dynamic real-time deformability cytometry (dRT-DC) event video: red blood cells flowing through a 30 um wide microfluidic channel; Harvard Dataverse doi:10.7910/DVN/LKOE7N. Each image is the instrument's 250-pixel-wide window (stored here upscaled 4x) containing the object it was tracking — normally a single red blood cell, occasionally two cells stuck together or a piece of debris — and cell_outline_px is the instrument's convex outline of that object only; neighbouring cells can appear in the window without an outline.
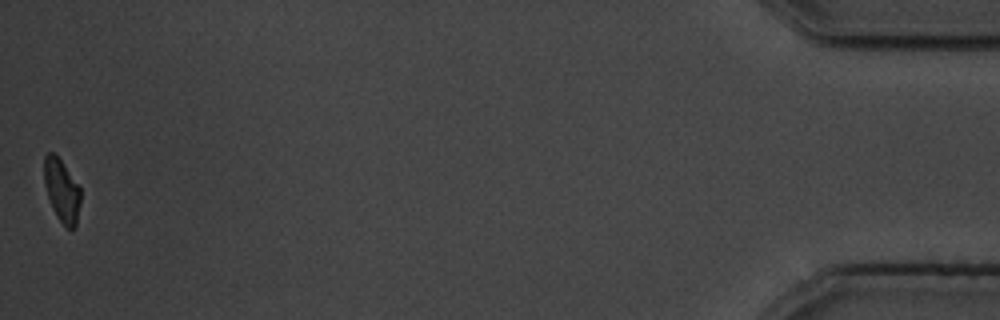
{"species": "common noctule bat (a hibernating species)", "species_latin": "Nyctalus noctula", "temperature_condition": "cold", "stored_images_in_passage": 41, "camera_frame_rate_fps": 3000, "um_per_image_px": 0.085, "animal": {"sex": "male", "body_mass_g": 19.5, "forearm_length_mm": 54.6}, "frame": {"image": 1, "passage_image": 41, "time_ms": 13.333, "image_size_px": [1000, 320], "cell_outline_px": [[80, 204], [76, 228], [68, 228], [56, 216], [52, 208], [44, 184], [44, 156], [48, 152], [56, 152], [80, 188]], "centroid_in_image_um": [5.24, 16.16], "position_along_channel_um": 430.0, "area_um2": 13.41}, "authors_computed_cell_mechanics": {"area_um2": 15.317, "velocity_mm_per_s": 3.7006, "shape_relaxation_time_tau1_ms": 3.5838, "shape_relaxation_time_tau2_ms": 4.2739, "deformation_change_tau1": 0.1411, "deformation_change_tau2": 0.0899}}